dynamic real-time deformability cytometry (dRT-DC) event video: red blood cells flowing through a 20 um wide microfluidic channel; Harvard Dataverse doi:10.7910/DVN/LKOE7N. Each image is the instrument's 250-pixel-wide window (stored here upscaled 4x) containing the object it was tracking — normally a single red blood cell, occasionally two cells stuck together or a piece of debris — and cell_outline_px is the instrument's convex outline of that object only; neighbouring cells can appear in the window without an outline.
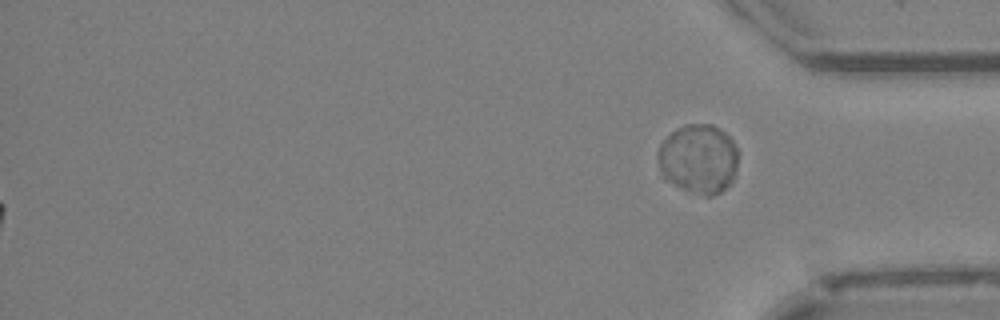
{"species": "Egyptian fruit bat (a non-hibernating species)", "species_latin": "Rousettus aegyptiacus", "temperature_condition": "cold", "stored_images_in_passage": 51, "segment_of_instrument_passage": [2, 2], "camera_frame_rate_fps": 3000, "um_per_image_px": 0.085, "animal": {"sex": "female"}, "frame": {"image": 1, "passage_image": 51, "time_ms": 16.667, "image_size_px": [1000, 320], "cell_outline_px": [[736, 172], [732, 180], [720, 192], [712, 196], [704, 196], [664, 180], [660, 176], [656, 160], [656, 152], [660, 144], [676, 128], [684, 124], [712, 124], [724, 132], [732, 140], [736, 148]], "centroid_in_image_um": [59.31, 13.5], "position_along_channel_um": 375.9, "area_um2": 32.6}}